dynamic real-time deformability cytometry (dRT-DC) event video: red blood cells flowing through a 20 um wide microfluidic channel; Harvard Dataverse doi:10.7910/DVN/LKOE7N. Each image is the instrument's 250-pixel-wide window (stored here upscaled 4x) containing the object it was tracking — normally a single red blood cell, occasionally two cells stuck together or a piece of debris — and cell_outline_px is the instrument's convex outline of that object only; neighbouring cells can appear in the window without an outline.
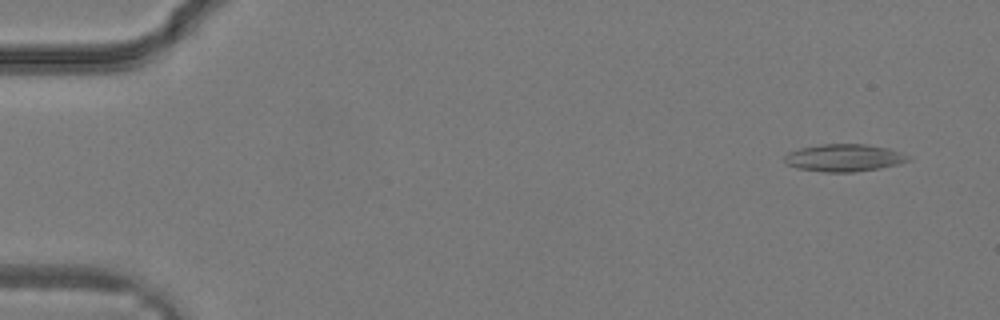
{"species": "common noctule bat (a hibernating species)", "species_latin": "Nyctalus noctula", "temperature_condition": "warm", "stored_images_in_passage": 34, "camera_frame_rate_fps": 3000, "um_per_image_px": 0.085, "animal": {"sex": "male", "body_mass_g": 19.2, "forearm_length_mm": 51.8}, "frame": {"image": 1, "passage_image": 3, "time_ms": 0.667, "image_size_px": [1000, 320], "cell_outline_px": [[912, 160], [900, 164], [880, 168], [856, 172], [824, 172], [796, 168], [788, 164], [784, 160], [784, 156], [788, 152], [800, 148], [824, 144], [868, 144], [888, 148], [912, 156]], "centroid_in_image_um": [71.8, 13.42], "position_along_channel_um": 13.2, "area_um2": 19.94}}
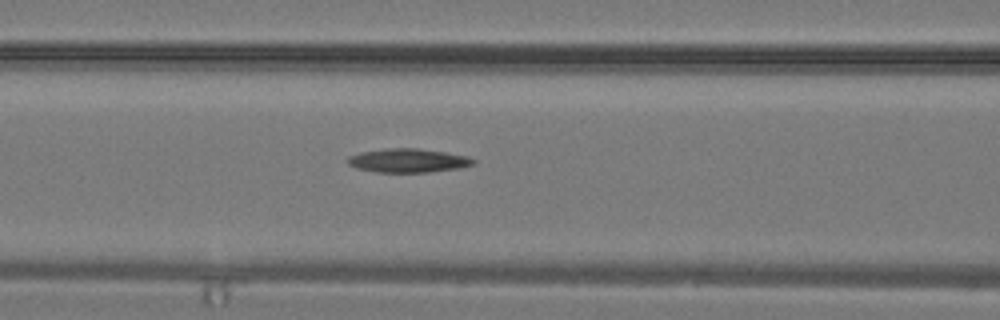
{"frame": {"image": 2, "passage_image": 15, "time_ms": 4.667, "image_size_px": [1000, 320], "cell_outline_px": [[476, 164], [460, 168], [428, 172], [376, 172], [356, 168], [348, 164], [348, 156], [360, 152], [392, 148], [416, 148], [444, 152], [468, 156], [476, 160]], "centroid_in_image_um": [34.71, 13.65], "position_along_channel_um": 131.9, "area_um2": 17.4}}
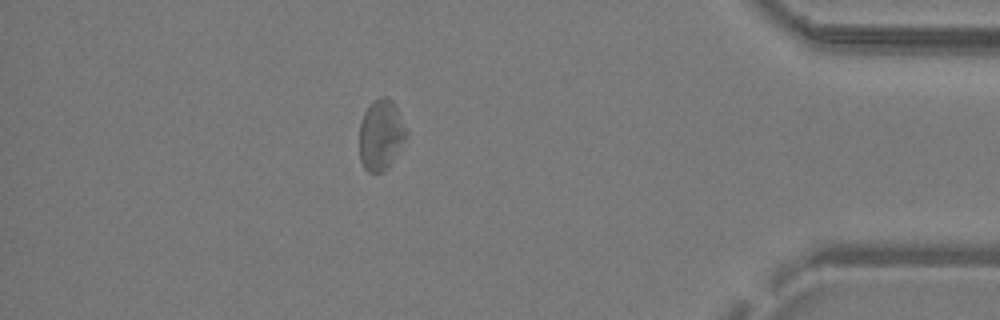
{"frame": {"image": 3, "passage_image": 30, "time_ms": 9.667, "image_size_px": [1000, 320], "cell_outline_px": [[408, 136], [388, 168], [384, 172], [368, 172], [364, 168], [360, 160], [360, 124], [364, 112], [380, 96], [384, 96], [392, 100], [408, 132]], "centroid_in_image_um": [32.39, 11.5], "position_along_channel_um": 402.8, "area_um2": 19.13}}